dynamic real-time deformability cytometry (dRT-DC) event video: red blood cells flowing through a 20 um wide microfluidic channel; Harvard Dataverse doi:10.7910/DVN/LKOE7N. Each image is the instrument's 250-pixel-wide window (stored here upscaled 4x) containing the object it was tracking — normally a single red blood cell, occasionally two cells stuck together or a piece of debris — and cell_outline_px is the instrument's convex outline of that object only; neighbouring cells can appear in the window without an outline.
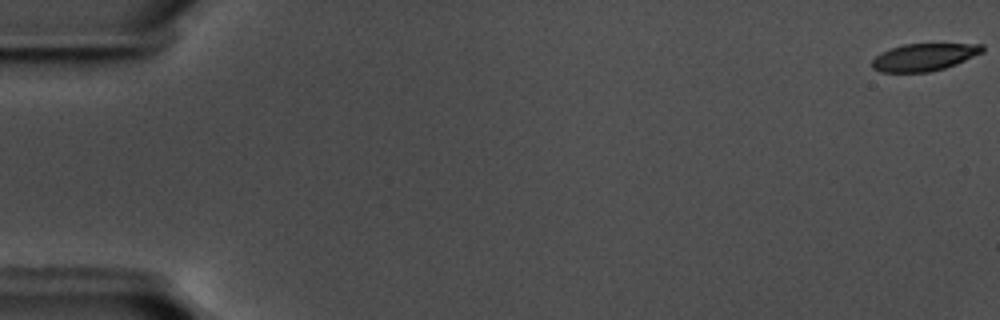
{"species": "common noctule bat (a hibernating species)", "species_latin": "Nyctalus noctula", "temperature_condition": "warm", "stored_images_in_passage": 15, "camera_frame_rate_fps": 3000, "um_per_image_px": 0.085, "animal": {"sex": "male", "body_mass_g": 17.5, "forearm_length_mm": 52.3}, "frame": {"image": 1, "passage_image": 1, "time_ms": 0.0, "image_size_px": [1000, 320], "cell_outline_px": [[984, 52], [956, 64], [944, 68], [928, 72], [880, 72], [872, 68], [872, 60], [880, 52], [904, 44], [984, 44]], "centroid_in_image_um": [78.55, 4.86], "position_along_channel_um": 6.5, "area_um2": 17.57}}
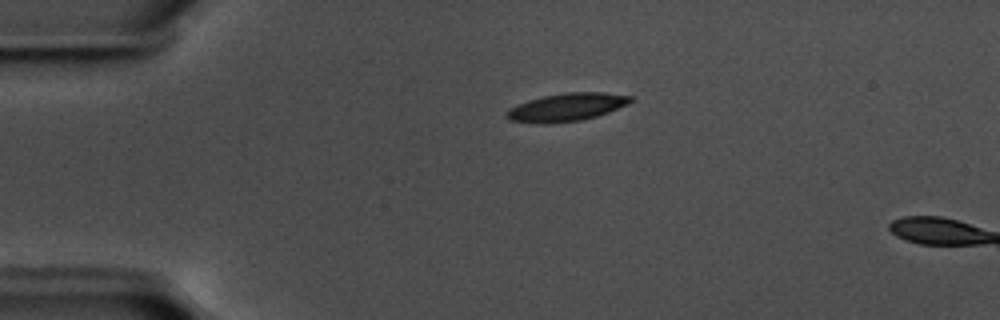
{"frame": {"image": 2, "passage_image": 14, "time_ms": 4.333, "image_size_px": [1000, 320], "cell_outline_px": [[632, 100], [628, 104], [608, 112], [596, 116], [580, 120], [548, 124], [536, 124], [508, 120], [504, 116], [504, 112], [508, 108], [516, 104], [528, 100], [544, 96], [564, 92], [604, 92], [632, 96]], "centroid_in_image_um": [48.09, 9.12], "position_along_channel_um": 36.9, "area_um2": 20.46}}